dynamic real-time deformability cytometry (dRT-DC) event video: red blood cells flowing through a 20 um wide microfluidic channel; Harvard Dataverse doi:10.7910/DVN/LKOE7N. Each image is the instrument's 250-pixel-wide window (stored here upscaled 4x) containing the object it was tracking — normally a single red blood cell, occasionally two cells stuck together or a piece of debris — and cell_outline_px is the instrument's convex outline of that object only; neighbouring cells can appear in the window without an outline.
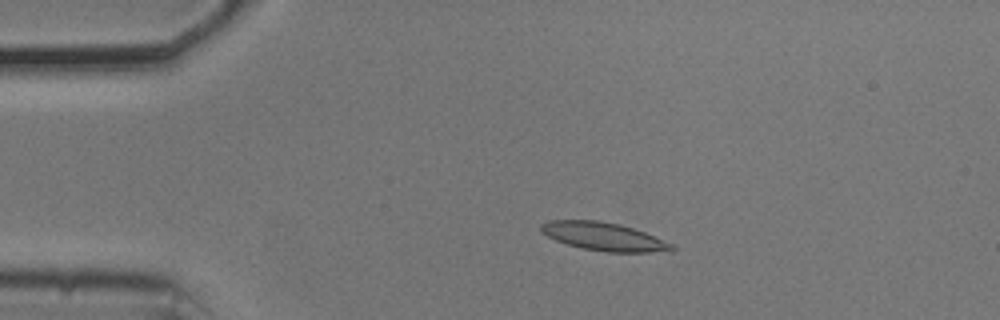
{"species": "common noctule bat (a hibernating species)", "species_latin": "Nyctalus noctula", "temperature_condition": "cold", "stored_images_in_passage": 33, "camera_frame_rate_fps": 3000, "um_per_image_px": 0.085, "animal": {"sex": "male", "body_mass_g": 20.5, "forearm_length_mm": 52.5}, "frame": {"image": 1, "passage_image": 1, "time_ms": 0.0, "image_size_px": [1000, 320], "cell_outline_px": [[676, 248], [648, 252], [608, 252], [584, 248], [568, 244], [556, 240], [548, 236], [540, 228], [540, 224], [548, 220], [600, 220], [620, 224], [644, 232], [672, 244]], "centroid_in_image_um": [51.26, 20.08], "position_along_channel_um": 33.7, "area_um2": 20.98}}
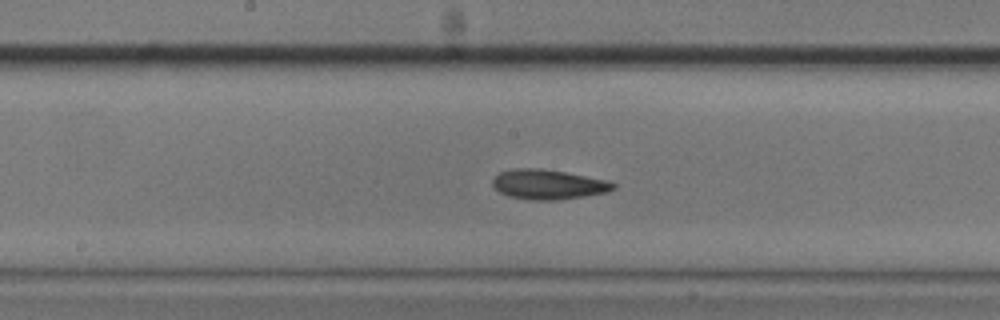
{"frame": {"image": 2, "passage_image": 18, "time_ms": 5.667, "image_size_px": [1000, 320], "cell_outline_px": [[616, 188], [608, 192], [560, 200], [528, 200], [508, 196], [500, 192], [492, 184], [492, 180], [500, 172], [512, 168], [540, 168], [564, 172], [608, 180], [616, 184]], "centroid_in_image_um": [46.61, 15.68], "position_along_channel_um": 201.6, "area_um2": 21.04}}
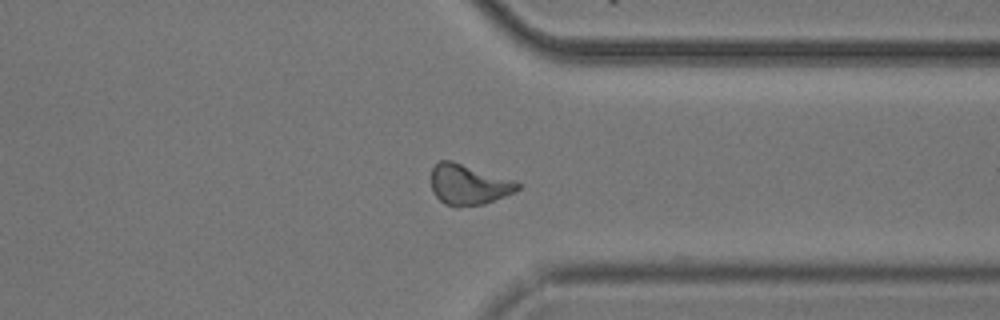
{"frame": {"image": 3, "passage_image": 32, "time_ms": 10.333, "image_size_px": [1000, 320], "cell_outline_px": [[520, 188], [516, 192], [484, 204], [456, 208], [444, 204], [432, 192], [432, 168], [440, 160], [452, 160], [516, 180], [520, 184]], "centroid_in_image_um": [39.85, 15.7], "position_along_channel_um": 371.5, "area_um2": 20.75}}